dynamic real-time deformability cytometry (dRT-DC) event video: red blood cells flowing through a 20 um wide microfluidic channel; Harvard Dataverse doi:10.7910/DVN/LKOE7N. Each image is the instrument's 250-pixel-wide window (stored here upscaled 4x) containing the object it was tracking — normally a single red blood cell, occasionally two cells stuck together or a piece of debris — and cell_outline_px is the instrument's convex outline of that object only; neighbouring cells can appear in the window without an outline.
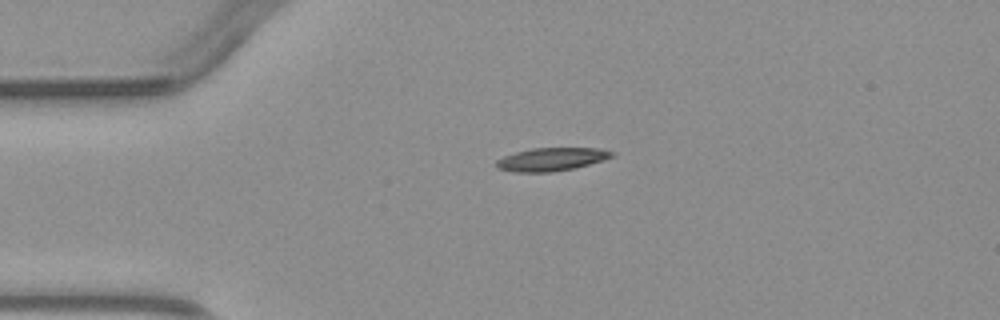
{"species": "common noctule bat (a hibernating species)", "species_latin": "Nyctalus noctula", "temperature_condition": "warm", "stored_images_in_passage": 2, "camera_frame_rate_fps": 3000, "um_per_image_px": 0.085, "animal": {"sex": "male", "body_mass_g": 23.1, "forearm_length_mm": 52.7}, "frame": {"image": 1, "passage_image": 1, "time_ms": 0.0, "image_size_px": [1000, 320], "cell_outline_px": [[616, 156], [604, 160], [572, 168], [552, 172], [516, 172], [496, 168], [496, 160], [504, 156], [516, 152], [532, 148], [600, 148], [616, 152]], "centroid_in_image_um": [46.91, 13.53], "position_along_channel_um": 38.1, "area_um2": 15.61}}